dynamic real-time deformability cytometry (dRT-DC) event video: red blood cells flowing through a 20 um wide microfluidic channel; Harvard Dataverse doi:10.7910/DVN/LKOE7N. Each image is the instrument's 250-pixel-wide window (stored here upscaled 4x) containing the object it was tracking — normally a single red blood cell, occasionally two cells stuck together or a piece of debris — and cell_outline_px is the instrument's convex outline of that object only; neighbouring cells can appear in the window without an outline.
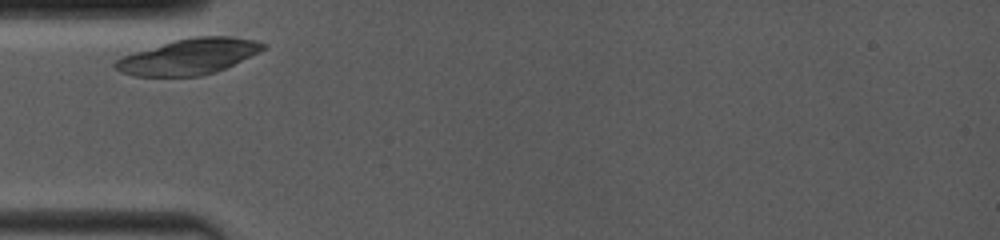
{"species": "common noctule bat (a hibernating species)", "species_latin": "Nyctalus noctula", "temperature_condition": "room temperature", "stored_images_in_passage": 9, "camera_frame_rate_fps": 4000, "um_per_image_px": 0.085, "animal": {"sex": "female", "body_mass_g": 19.0, "forearm_length_mm": 53.3}, "frame": {"image": 1, "passage_image": 1, "time_ms": 0.0, "image_size_px": [1000, 240], "cell_outline_px": [[268, 48], [260, 52], [216, 72], [200, 76], [136, 76], [120, 72], [112, 64], [120, 56], [172, 40], [196, 36], [232, 36], [256, 40], [268, 44]], "centroid_in_image_um": [16.07, 4.8], "position_along_channel_um": 68.9, "area_um2": 31.1}}